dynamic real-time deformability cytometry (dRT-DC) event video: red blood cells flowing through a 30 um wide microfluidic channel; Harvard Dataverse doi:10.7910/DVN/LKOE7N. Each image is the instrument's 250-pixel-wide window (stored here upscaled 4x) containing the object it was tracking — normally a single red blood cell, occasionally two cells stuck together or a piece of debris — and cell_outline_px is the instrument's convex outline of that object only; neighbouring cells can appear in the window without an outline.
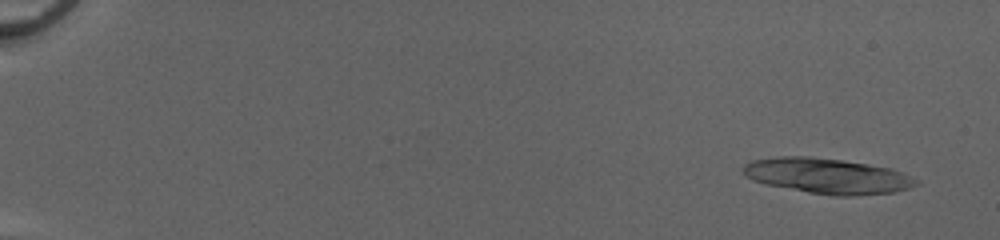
{"species": "common noctule bat (a hibernating species)", "species_latin": "Nyctalus noctula", "temperature_condition": "cold", "stored_images_in_passage": 51, "segment_of_instrument_passage": [1, 2], "camera_frame_rate_fps": 3000, "um_per_image_px": 0.085, "animal": {"sex": "female", "body_mass_g": 20.0, "forearm_length_mm": 54.0}, "frame": {"image": 1, "passage_image": 3, "time_ms": 0.667, "image_size_px": [1000, 240], "cell_outline_px": [[920, 184], [908, 188], [892, 192], [852, 196], [832, 196], [808, 192], [764, 184], [752, 180], [744, 172], [744, 164], [752, 160], [776, 156], [808, 156], [840, 160], [892, 168], [920, 180]], "centroid_in_image_um": [70.33, 14.96], "position_along_channel_um": 14.7, "area_um2": 35.66}}
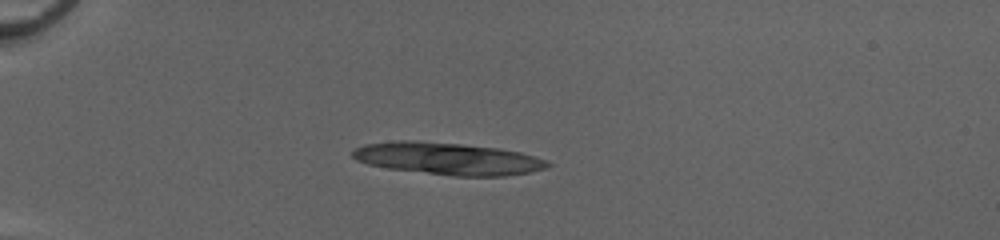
{"frame": {"image": 2, "passage_image": 15, "time_ms": 4.667, "image_size_px": [1000, 240], "cell_outline_px": [[552, 164], [544, 168], [528, 172], [504, 176], [452, 176], [388, 168], [368, 164], [356, 160], [352, 156], [352, 152], [356, 148], [364, 144], [404, 140], [412, 140], [460, 144], [496, 148], [520, 152], [544, 160]], "centroid_in_image_um": [38.02, 13.48], "position_along_channel_um": 47.0, "area_um2": 36.13}}